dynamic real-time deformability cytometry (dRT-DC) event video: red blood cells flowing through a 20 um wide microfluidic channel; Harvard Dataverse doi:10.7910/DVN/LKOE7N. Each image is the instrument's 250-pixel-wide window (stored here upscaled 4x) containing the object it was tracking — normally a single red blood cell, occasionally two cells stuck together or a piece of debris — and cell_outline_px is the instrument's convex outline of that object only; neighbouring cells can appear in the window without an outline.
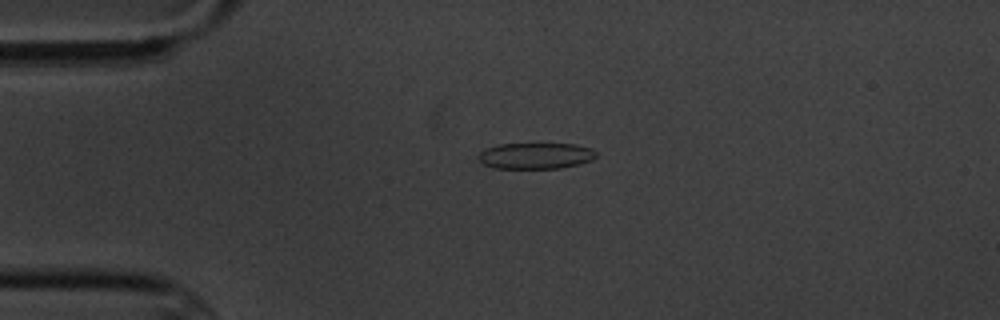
{"species": "common noctule bat (a hibernating species)", "species_latin": "Nyctalus noctula", "temperature_condition": "cold", "stored_images_in_passage": 2, "camera_frame_rate_fps": 3000, "um_per_image_px": 0.085, "animal": {"sex": "male", "body_mass_g": 20.1, "forearm_length_mm": 53.5}, "frame": {"image": 1, "passage_image": 1, "time_ms": 0.0, "image_size_px": [1000, 320], "cell_outline_px": [[596, 156], [592, 160], [580, 164], [560, 168], [492, 168], [476, 160], [476, 156], [480, 152], [488, 148], [500, 144], [576, 144], [592, 148], [596, 152]], "centroid_in_image_um": [45.52, 13.25], "position_along_channel_um": 39.5, "area_um2": 18.03}}